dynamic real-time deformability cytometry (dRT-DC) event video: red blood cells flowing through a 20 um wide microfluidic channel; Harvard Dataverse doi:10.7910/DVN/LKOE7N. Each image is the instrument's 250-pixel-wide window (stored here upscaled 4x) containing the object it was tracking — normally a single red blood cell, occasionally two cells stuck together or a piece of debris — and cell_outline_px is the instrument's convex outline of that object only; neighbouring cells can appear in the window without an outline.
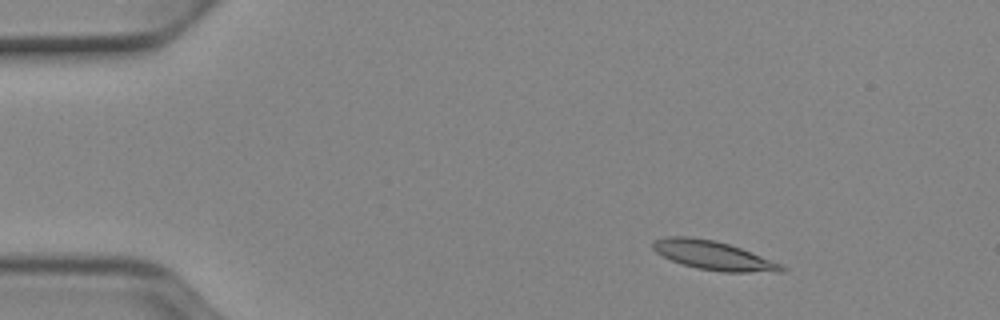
{"species": "Egyptian fruit bat (a non-hibernating species)", "species_latin": "Rousettus aegyptiacus", "temperature_condition": "cold", "stored_images_in_passage": 46, "camera_frame_rate_fps": 3000, "um_per_image_px": 0.085, "animal": {"sex": "female"}, "frame": {"image": 1, "passage_image": 1, "time_ms": 0.0, "image_size_px": [1000, 320], "cell_outline_px": [[788, 268], [784, 272], [724, 272], [700, 268], [684, 264], [672, 260], [656, 252], [652, 248], [652, 240], [668, 236], [688, 236], [716, 240], [740, 248], [780, 264]], "centroid_in_image_um": [60.61, 21.7], "position_along_channel_um": 24.4, "area_um2": 21.39}}
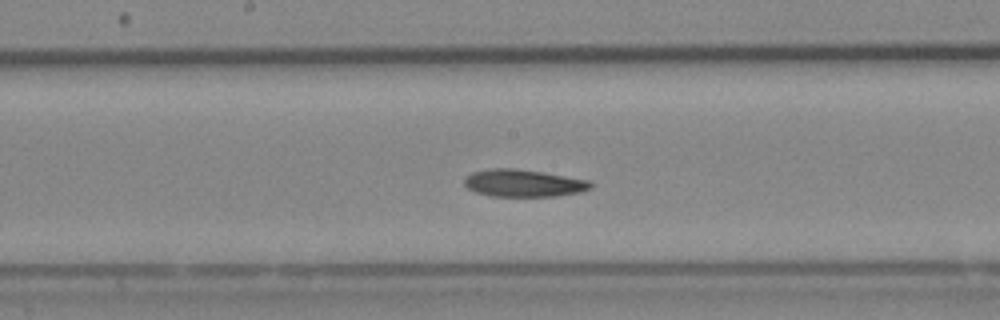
{"frame": {"image": 2, "passage_image": 21, "time_ms": 6.667, "image_size_px": [1000, 320], "cell_outline_px": [[592, 188], [580, 192], [556, 196], [492, 196], [476, 192], [468, 188], [464, 184], [464, 176], [472, 172], [492, 168], [512, 168], [540, 172], [588, 180], [592, 184]], "centroid_in_image_um": [44.46, 15.57], "position_along_channel_um": 203.7, "area_um2": 19.94}}
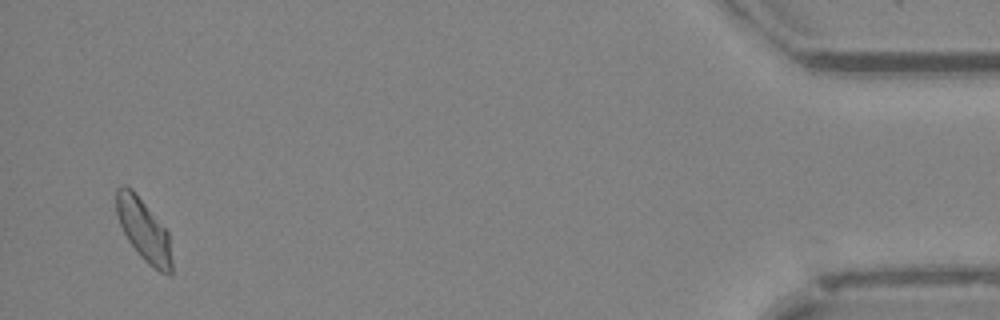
{"frame": {"image": 3, "passage_image": 44, "time_ms": 14.333, "image_size_px": [1000, 320], "cell_outline_px": [[172, 272], [168, 276], [160, 272], [148, 264], [140, 256], [128, 240], [120, 224], [116, 212], [116, 188], [124, 184], [132, 188], [168, 232], [172, 264]], "centroid_in_image_um": [12.21, 19.55], "position_along_channel_um": 423.0, "area_um2": 19.94}, "authors_computed_cell_mechanics": {"area_um2": 20.0855, "velocity_mm_per_s": 3.8766, "shape_relaxation_time_tau1_ms": 10.6541, "shape_relaxation_time_tau2_ms": null, "deformation_change_tau1": 0.1698, "deformation_change_tau2": null}}